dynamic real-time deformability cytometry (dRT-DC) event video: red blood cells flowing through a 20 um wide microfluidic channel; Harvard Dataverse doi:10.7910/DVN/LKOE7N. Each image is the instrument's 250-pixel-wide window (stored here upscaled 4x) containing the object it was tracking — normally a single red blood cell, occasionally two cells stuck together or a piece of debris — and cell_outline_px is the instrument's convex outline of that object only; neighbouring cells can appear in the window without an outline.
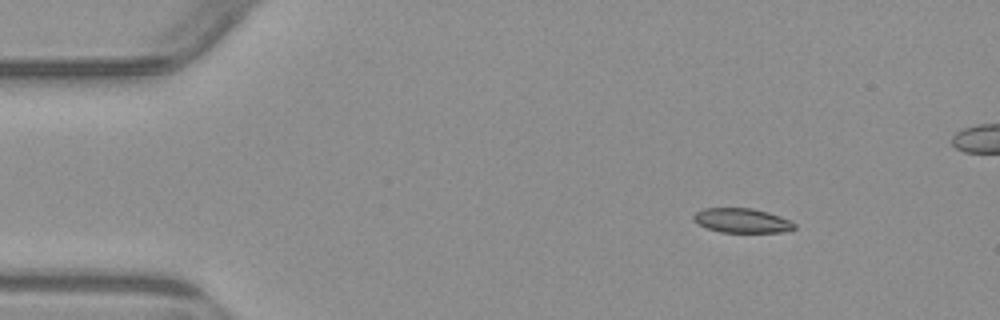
{"species": "common noctule bat (a hibernating species)", "species_latin": "Nyctalus noctula", "temperature_condition": "warm", "stored_images_in_passage": 5, "camera_frame_rate_fps": 3000, "um_per_image_px": 0.085, "animal": {"sex": "male", "body_mass_g": 23.1, "forearm_length_mm": 52.7}, "frame": {"image": 1, "passage_image": 2, "time_ms": 1.0, "image_size_px": [1000, 320], "cell_outline_px": [[796, 228], [784, 232], [720, 232], [708, 228], [692, 220], [692, 216], [696, 212], [704, 208], [752, 208], [768, 212], [780, 216], [796, 224]], "centroid_in_image_um": [63.07, 18.74], "position_along_channel_um": 21.9, "area_um2": 14.33}}